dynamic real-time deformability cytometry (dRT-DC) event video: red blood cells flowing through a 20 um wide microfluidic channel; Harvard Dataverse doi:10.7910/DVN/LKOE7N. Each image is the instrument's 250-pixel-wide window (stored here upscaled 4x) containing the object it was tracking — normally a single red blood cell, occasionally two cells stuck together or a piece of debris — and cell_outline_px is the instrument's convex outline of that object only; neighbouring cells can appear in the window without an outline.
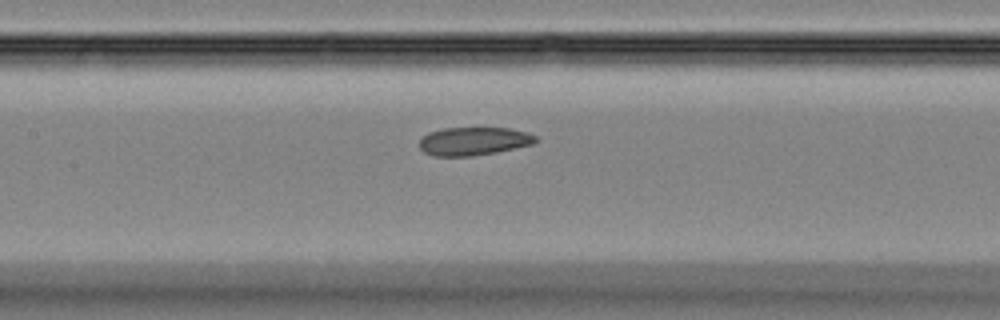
{"species": "Egyptian fruit bat (a non-hibernating species)", "species_latin": "Rousettus aegyptiacus", "temperature_condition": "room temperature", "stored_images_in_passage": 46, "camera_frame_rate_fps": 3000, "um_per_image_px": 0.085, "animal": {"sex": "female"}, "frame": {"image": 1, "passage_image": 22, "time_ms": 7.0, "image_size_px": [1000, 320], "cell_outline_px": [[540, 140], [532, 144], [496, 152], [472, 156], [432, 156], [424, 152], [420, 148], [420, 140], [428, 132], [444, 128], [508, 128], [528, 132], [536, 136]], "centroid_in_image_um": [40.27, 12.0], "position_along_channel_um": 167.1, "area_um2": 19.13}}
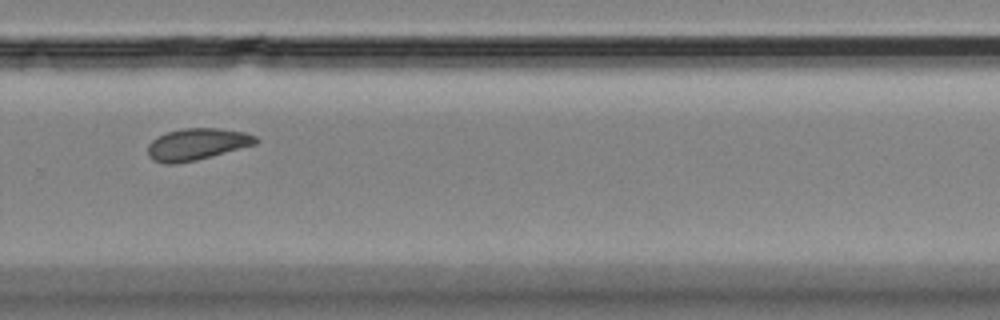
{"frame": {"image": 2, "passage_image": 32, "time_ms": 10.333, "image_size_px": [1000, 320], "cell_outline_px": [[260, 140], [256, 144], [212, 156], [196, 160], [176, 164], [164, 164], [152, 160], [148, 156], [148, 144], [156, 136], [168, 132], [184, 128], [216, 128], [244, 132], [256, 136]], "centroid_in_image_um": [16.72, 12.27], "position_along_channel_um": 313.1, "area_um2": 20.06}}
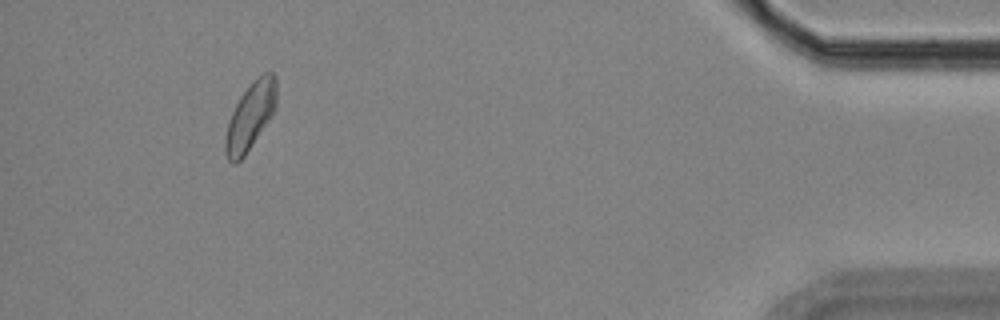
{"frame": {"image": 3, "passage_image": 43, "time_ms": 14.0, "image_size_px": [1000, 320], "cell_outline_px": [[276, 108], [272, 116], [244, 156], [236, 164], [232, 164], [228, 160], [224, 152], [224, 140], [228, 120], [240, 96], [252, 80], [264, 72], [272, 72], [276, 76]], "centroid_in_image_um": [21.27, 9.87], "position_along_channel_um": 413.9, "area_um2": 20.29}}